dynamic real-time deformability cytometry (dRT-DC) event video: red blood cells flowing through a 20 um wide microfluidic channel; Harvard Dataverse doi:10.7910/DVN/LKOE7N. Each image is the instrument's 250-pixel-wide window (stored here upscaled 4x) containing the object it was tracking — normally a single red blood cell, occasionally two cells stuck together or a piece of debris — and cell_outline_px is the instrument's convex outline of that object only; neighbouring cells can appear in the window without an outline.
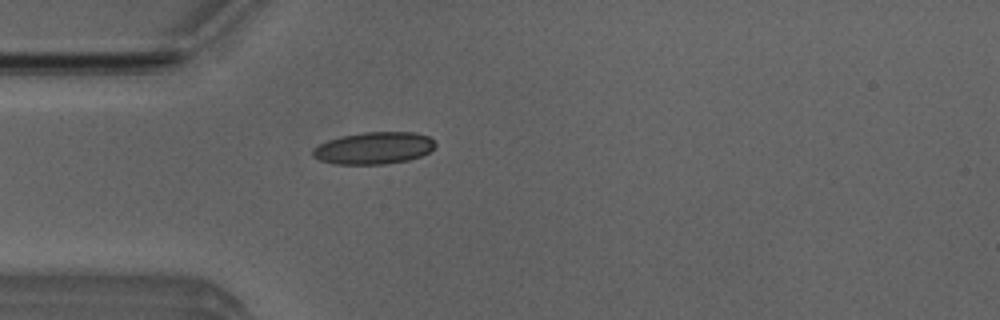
{"species": "Egyptian fruit bat (a non-hibernating species)", "species_latin": "Rousettus aegyptiacus", "temperature_condition": "room temperature", "stored_images_in_passage": 41, "camera_frame_rate_fps": 3000, "um_per_image_px": 0.085, "animal": {"sex": "male"}, "frame": {"image": 1, "passage_image": 4, "time_ms": 1.0, "image_size_px": [1000, 320], "cell_outline_px": [[436, 144], [428, 152], [420, 156], [408, 160], [384, 164], [336, 164], [320, 160], [312, 156], [312, 148], [328, 140], [340, 136], [364, 132], [416, 132], [428, 136]], "centroid_in_image_um": [31.75, 12.58], "position_along_channel_um": 53.3, "area_um2": 22.83}}
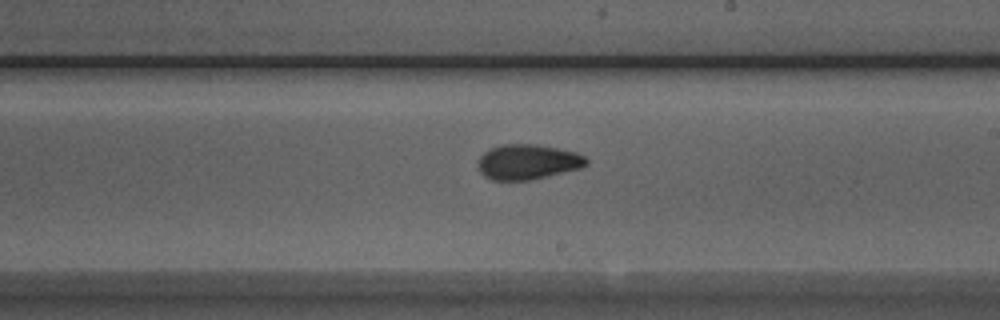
{"frame": {"image": 2, "passage_image": 19, "time_ms": 6.0, "image_size_px": [1000, 320], "cell_outline_px": [[588, 164], [580, 168], [548, 176], [528, 180], [492, 180], [484, 176], [476, 168], [476, 160], [488, 148], [504, 144], [536, 144], [576, 152], [584, 156], [588, 160]], "centroid_in_image_um": [44.8, 13.76], "position_along_channel_um": 244.2, "area_um2": 22.37}}
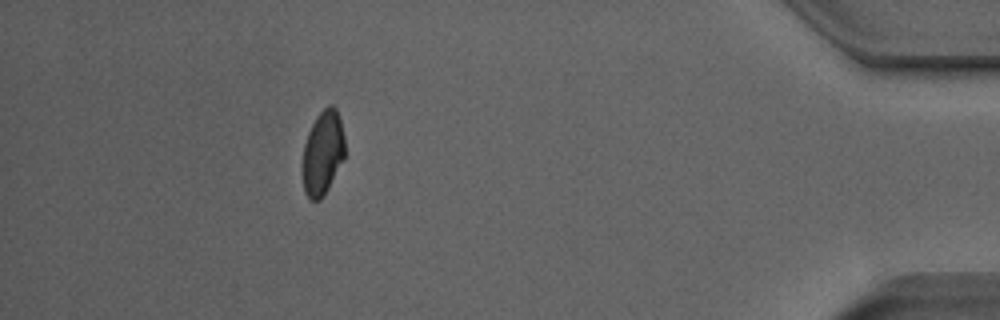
{"frame": {"image": 3, "passage_image": 36, "time_ms": 11.667, "image_size_px": [1000, 320], "cell_outline_px": [[344, 160], [328, 188], [320, 200], [308, 200], [304, 192], [304, 144], [308, 132], [316, 116], [328, 104], [332, 104], [336, 108], [340, 120], [344, 136]], "centroid_in_image_um": [27.45, 12.98], "position_along_channel_um": 407.7, "area_um2": 20.58}, "authors_computed_cell_mechanics": {"area_um2": 22.0218, "velocity_mm_per_s": 3.9347, "shape_relaxation_time_tau1_ms": 4.925, "shape_relaxation_time_tau2_ms": 1.9064, "deformation_change_tau1": 0.1436, "deformation_change_tau2": 0.0788}}